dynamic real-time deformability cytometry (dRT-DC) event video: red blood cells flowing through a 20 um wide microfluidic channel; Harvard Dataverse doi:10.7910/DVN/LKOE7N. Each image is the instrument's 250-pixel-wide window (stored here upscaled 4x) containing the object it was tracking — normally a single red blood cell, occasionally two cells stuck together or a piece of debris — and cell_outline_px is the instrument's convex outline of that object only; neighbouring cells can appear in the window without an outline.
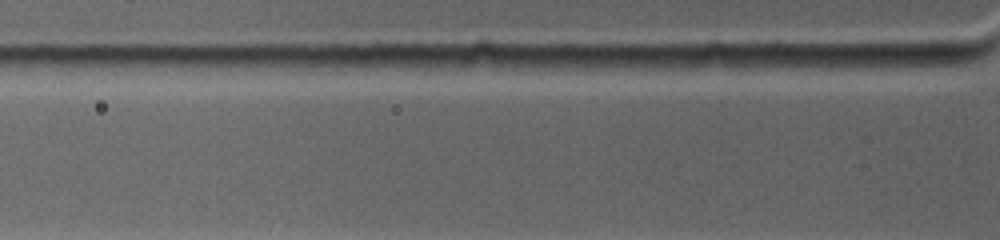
{"species": "common noctule bat (a hibernating species)", "species_latin": "Nyctalus noctula", "temperature_condition": "warm", "stored_images_in_passage": 3, "camera_frame_rate_fps": 4500, "um_per_image_px": 0.085, "animal": {"sex": "female", "body_mass_g": 19.0, "forearm_length_mm": 53.3}, "frame": {"image": 1, "passage_image": 3, "time_ms": 1.111, "image_size_px": [1000, 240], "cell_outline_px": [[956, 64], [896, 72], [808, 64], [828, 56], [896, 56], [952, 60]], "centroid_in_image_um": [75.01, 5.34], "position_along_channel_um": 50.8, "area_um2": 11.27}}